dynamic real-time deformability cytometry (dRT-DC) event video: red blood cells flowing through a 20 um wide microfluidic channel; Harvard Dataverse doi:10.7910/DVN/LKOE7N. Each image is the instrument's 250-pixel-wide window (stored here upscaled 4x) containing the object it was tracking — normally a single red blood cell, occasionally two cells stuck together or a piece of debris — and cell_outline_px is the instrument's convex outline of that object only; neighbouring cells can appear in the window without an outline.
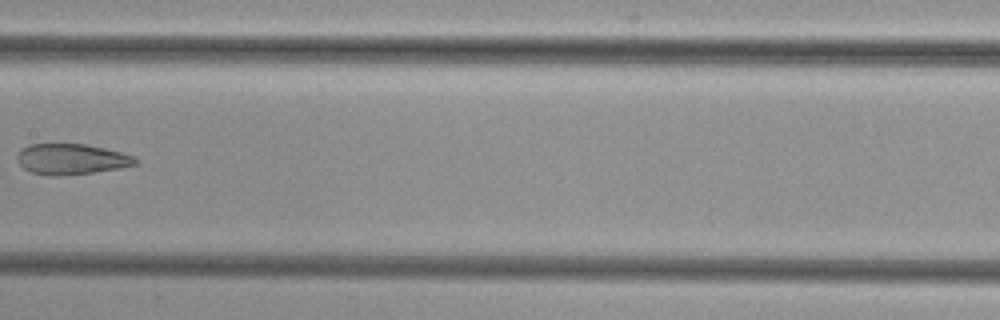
{"species": "common noctule bat (a hibernating species)", "species_latin": "Nyctalus noctula", "temperature_condition": "cold", "stored_images_in_passage": 8, "camera_frame_rate_fps": 3000, "um_per_image_px": 0.085, "animal": {"sex": "female", "body_mass_g": 29.2, "forearm_length_mm": 56.3}, "frame": {"image": 1, "passage_image": 8, "time_ms": 2.333, "image_size_px": [1000, 320], "cell_outline_px": [[136, 164], [120, 168], [64, 176], [48, 176], [32, 172], [24, 168], [16, 160], [16, 156], [20, 148], [28, 144], [84, 144], [104, 148], [120, 152], [132, 156], [136, 160]], "centroid_in_image_um": [5.99, 13.53], "position_along_channel_um": 201.4, "area_um2": 21.1}}